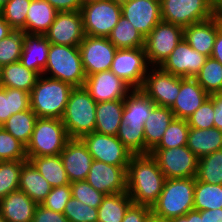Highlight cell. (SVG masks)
<instances>
[{
	"instance_id": "cell-1",
	"label": "cell",
	"mask_w": 222,
	"mask_h": 222,
	"mask_svg": "<svg viewBox=\"0 0 222 222\" xmlns=\"http://www.w3.org/2000/svg\"><path fill=\"white\" fill-rule=\"evenodd\" d=\"M127 193L132 202L152 208L166 180L151 154L133 155L126 170Z\"/></svg>"
},
{
	"instance_id": "cell-2",
	"label": "cell",
	"mask_w": 222,
	"mask_h": 222,
	"mask_svg": "<svg viewBox=\"0 0 222 222\" xmlns=\"http://www.w3.org/2000/svg\"><path fill=\"white\" fill-rule=\"evenodd\" d=\"M73 86L61 80L40 75L30 91V108L38 118L61 119Z\"/></svg>"
},
{
	"instance_id": "cell-3",
	"label": "cell",
	"mask_w": 222,
	"mask_h": 222,
	"mask_svg": "<svg viewBox=\"0 0 222 222\" xmlns=\"http://www.w3.org/2000/svg\"><path fill=\"white\" fill-rule=\"evenodd\" d=\"M195 178L166 179L157 202L152 206V216L170 220L184 216L194 209Z\"/></svg>"
},
{
	"instance_id": "cell-4",
	"label": "cell",
	"mask_w": 222,
	"mask_h": 222,
	"mask_svg": "<svg viewBox=\"0 0 222 222\" xmlns=\"http://www.w3.org/2000/svg\"><path fill=\"white\" fill-rule=\"evenodd\" d=\"M97 103L84 87H74L62 115L69 138H82L94 132Z\"/></svg>"
},
{
	"instance_id": "cell-5",
	"label": "cell",
	"mask_w": 222,
	"mask_h": 222,
	"mask_svg": "<svg viewBox=\"0 0 222 222\" xmlns=\"http://www.w3.org/2000/svg\"><path fill=\"white\" fill-rule=\"evenodd\" d=\"M43 75L61 80L73 87H84L86 74L83 69L79 46L50 43Z\"/></svg>"
},
{
	"instance_id": "cell-6",
	"label": "cell",
	"mask_w": 222,
	"mask_h": 222,
	"mask_svg": "<svg viewBox=\"0 0 222 222\" xmlns=\"http://www.w3.org/2000/svg\"><path fill=\"white\" fill-rule=\"evenodd\" d=\"M61 119L38 118L26 146L27 157L60 155L69 140Z\"/></svg>"
},
{
	"instance_id": "cell-7",
	"label": "cell",
	"mask_w": 222,
	"mask_h": 222,
	"mask_svg": "<svg viewBox=\"0 0 222 222\" xmlns=\"http://www.w3.org/2000/svg\"><path fill=\"white\" fill-rule=\"evenodd\" d=\"M85 35L108 37L121 17L120 0H99L81 7Z\"/></svg>"
},
{
	"instance_id": "cell-8",
	"label": "cell",
	"mask_w": 222,
	"mask_h": 222,
	"mask_svg": "<svg viewBox=\"0 0 222 222\" xmlns=\"http://www.w3.org/2000/svg\"><path fill=\"white\" fill-rule=\"evenodd\" d=\"M160 9L163 21L183 28L218 13L209 0H160Z\"/></svg>"
},
{
	"instance_id": "cell-9",
	"label": "cell",
	"mask_w": 222,
	"mask_h": 222,
	"mask_svg": "<svg viewBox=\"0 0 222 222\" xmlns=\"http://www.w3.org/2000/svg\"><path fill=\"white\" fill-rule=\"evenodd\" d=\"M166 179L195 178L199 158L185 145L150 152Z\"/></svg>"
},
{
	"instance_id": "cell-10",
	"label": "cell",
	"mask_w": 222,
	"mask_h": 222,
	"mask_svg": "<svg viewBox=\"0 0 222 222\" xmlns=\"http://www.w3.org/2000/svg\"><path fill=\"white\" fill-rule=\"evenodd\" d=\"M183 38V27L161 20L145 37L149 65L160 66Z\"/></svg>"
},
{
	"instance_id": "cell-11",
	"label": "cell",
	"mask_w": 222,
	"mask_h": 222,
	"mask_svg": "<svg viewBox=\"0 0 222 222\" xmlns=\"http://www.w3.org/2000/svg\"><path fill=\"white\" fill-rule=\"evenodd\" d=\"M145 48L117 49L110 70L132 89H140L149 70Z\"/></svg>"
},
{
	"instance_id": "cell-12",
	"label": "cell",
	"mask_w": 222,
	"mask_h": 222,
	"mask_svg": "<svg viewBox=\"0 0 222 222\" xmlns=\"http://www.w3.org/2000/svg\"><path fill=\"white\" fill-rule=\"evenodd\" d=\"M140 90L155 105L171 107L180 91V76L166 72L159 66H150Z\"/></svg>"
},
{
	"instance_id": "cell-13",
	"label": "cell",
	"mask_w": 222,
	"mask_h": 222,
	"mask_svg": "<svg viewBox=\"0 0 222 222\" xmlns=\"http://www.w3.org/2000/svg\"><path fill=\"white\" fill-rule=\"evenodd\" d=\"M92 158L114 166H128L133 153L117 136L92 132L82 138Z\"/></svg>"
},
{
	"instance_id": "cell-14",
	"label": "cell",
	"mask_w": 222,
	"mask_h": 222,
	"mask_svg": "<svg viewBox=\"0 0 222 222\" xmlns=\"http://www.w3.org/2000/svg\"><path fill=\"white\" fill-rule=\"evenodd\" d=\"M117 48L107 37L86 35L79 45V52L86 76L110 70Z\"/></svg>"
},
{
	"instance_id": "cell-15",
	"label": "cell",
	"mask_w": 222,
	"mask_h": 222,
	"mask_svg": "<svg viewBox=\"0 0 222 222\" xmlns=\"http://www.w3.org/2000/svg\"><path fill=\"white\" fill-rule=\"evenodd\" d=\"M85 36L80 11L57 12L54 22L45 34L50 43L66 46H79Z\"/></svg>"
},
{
	"instance_id": "cell-16",
	"label": "cell",
	"mask_w": 222,
	"mask_h": 222,
	"mask_svg": "<svg viewBox=\"0 0 222 222\" xmlns=\"http://www.w3.org/2000/svg\"><path fill=\"white\" fill-rule=\"evenodd\" d=\"M84 88L96 103L125 99L133 90L111 70L86 76Z\"/></svg>"
},
{
	"instance_id": "cell-17",
	"label": "cell",
	"mask_w": 222,
	"mask_h": 222,
	"mask_svg": "<svg viewBox=\"0 0 222 222\" xmlns=\"http://www.w3.org/2000/svg\"><path fill=\"white\" fill-rule=\"evenodd\" d=\"M121 15L145 38L162 20L160 0H120Z\"/></svg>"
},
{
	"instance_id": "cell-18",
	"label": "cell",
	"mask_w": 222,
	"mask_h": 222,
	"mask_svg": "<svg viewBox=\"0 0 222 222\" xmlns=\"http://www.w3.org/2000/svg\"><path fill=\"white\" fill-rule=\"evenodd\" d=\"M127 166H114L94 160L86 181L105 195L127 191Z\"/></svg>"
},
{
	"instance_id": "cell-19",
	"label": "cell",
	"mask_w": 222,
	"mask_h": 222,
	"mask_svg": "<svg viewBox=\"0 0 222 222\" xmlns=\"http://www.w3.org/2000/svg\"><path fill=\"white\" fill-rule=\"evenodd\" d=\"M207 58L194 50L182 38L173 52L159 67L176 76L194 78L205 64Z\"/></svg>"
},
{
	"instance_id": "cell-20",
	"label": "cell",
	"mask_w": 222,
	"mask_h": 222,
	"mask_svg": "<svg viewBox=\"0 0 222 222\" xmlns=\"http://www.w3.org/2000/svg\"><path fill=\"white\" fill-rule=\"evenodd\" d=\"M60 156L70 183L86 180L94 159L81 138H70Z\"/></svg>"
},
{
	"instance_id": "cell-21",
	"label": "cell",
	"mask_w": 222,
	"mask_h": 222,
	"mask_svg": "<svg viewBox=\"0 0 222 222\" xmlns=\"http://www.w3.org/2000/svg\"><path fill=\"white\" fill-rule=\"evenodd\" d=\"M222 28V13L183 28L184 40L196 51L211 57L217 32Z\"/></svg>"
},
{
	"instance_id": "cell-22",
	"label": "cell",
	"mask_w": 222,
	"mask_h": 222,
	"mask_svg": "<svg viewBox=\"0 0 222 222\" xmlns=\"http://www.w3.org/2000/svg\"><path fill=\"white\" fill-rule=\"evenodd\" d=\"M210 95L191 77H180V91L170 107L175 118L187 120Z\"/></svg>"
},
{
	"instance_id": "cell-23",
	"label": "cell",
	"mask_w": 222,
	"mask_h": 222,
	"mask_svg": "<svg viewBox=\"0 0 222 222\" xmlns=\"http://www.w3.org/2000/svg\"><path fill=\"white\" fill-rule=\"evenodd\" d=\"M37 203L20 190L0 200V214L8 222H32Z\"/></svg>"
},
{
	"instance_id": "cell-24",
	"label": "cell",
	"mask_w": 222,
	"mask_h": 222,
	"mask_svg": "<svg viewBox=\"0 0 222 222\" xmlns=\"http://www.w3.org/2000/svg\"><path fill=\"white\" fill-rule=\"evenodd\" d=\"M49 47L50 42L45 35L25 33L20 62L39 76L43 75L48 60Z\"/></svg>"
},
{
	"instance_id": "cell-25",
	"label": "cell",
	"mask_w": 222,
	"mask_h": 222,
	"mask_svg": "<svg viewBox=\"0 0 222 222\" xmlns=\"http://www.w3.org/2000/svg\"><path fill=\"white\" fill-rule=\"evenodd\" d=\"M174 118L170 107L155 105L152 108L144 123L145 154H150L158 146Z\"/></svg>"
},
{
	"instance_id": "cell-26",
	"label": "cell",
	"mask_w": 222,
	"mask_h": 222,
	"mask_svg": "<svg viewBox=\"0 0 222 222\" xmlns=\"http://www.w3.org/2000/svg\"><path fill=\"white\" fill-rule=\"evenodd\" d=\"M124 99L97 103L95 132L117 136L123 121Z\"/></svg>"
},
{
	"instance_id": "cell-27",
	"label": "cell",
	"mask_w": 222,
	"mask_h": 222,
	"mask_svg": "<svg viewBox=\"0 0 222 222\" xmlns=\"http://www.w3.org/2000/svg\"><path fill=\"white\" fill-rule=\"evenodd\" d=\"M18 189L37 204H41L51 192L52 186L30 161H26L21 167Z\"/></svg>"
},
{
	"instance_id": "cell-28",
	"label": "cell",
	"mask_w": 222,
	"mask_h": 222,
	"mask_svg": "<svg viewBox=\"0 0 222 222\" xmlns=\"http://www.w3.org/2000/svg\"><path fill=\"white\" fill-rule=\"evenodd\" d=\"M57 12L45 0H31L26 15L25 33L45 35L54 22Z\"/></svg>"
},
{
	"instance_id": "cell-29",
	"label": "cell",
	"mask_w": 222,
	"mask_h": 222,
	"mask_svg": "<svg viewBox=\"0 0 222 222\" xmlns=\"http://www.w3.org/2000/svg\"><path fill=\"white\" fill-rule=\"evenodd\" d=\"M154 106L140 89H133L124 99L123 121L127 125L144 126Z\"/></svg>"
},
{
	"instance_id": "cell-30",
	"label": "cell",
	"mask_w": 222,
	"mask_h": 222,
	"mask_svg": "<svg viewBox=\"0 0 222 222\" xmlns=\"http://www.w3.org/2000/svg\"><path fill=\"white\" fill-rule=\"evenodd\" d=\"M186 146L198 157L222 149V132L213 127L209 129L189 128Z\"/></svg>"
},
{
	"instance_id": "cell-31",
	"label": "cell",
	"mask_w": 222,
	"mask_h": 222,
	"mask_svg": "<svg viewBox=\"0 0 222 222\" xmlns=\"http://www.w3.org/2000/svg\"><path fill=\"white\" fill-rule=\"evenodd\" d=\"M38 77L36 72L18 61L2 66L0 87L21 89L30 93Z\"/></svg>"
},
{
	"instance_id": "cell-32",
	"label": "cell",
	"mask_w": 222,
	"mask_h": 222,
	"mask_svg": "<svg viewBox=\"0 0 222 222\" xmlns=\"http://www.w3.org/2000/svg\"><path fill=\"white\" fill-rule=\"evenodd\" d=\"M27 158L52 187L70 184L60 155Z\"/></svg>"
},
{
	"instance_id": "cell-33",
	"label": "cell",
	"mask_w": 222,
	"mask_h": 222,
	"mask_svg": "<svg viewBox=\"0 0 222 222\" xmlns=\"http://www.w3.org/2000/svg\"><path fill=\"white\" fill-rule=\"evenodd\" d=\"M133 204L126 192L106 195L98 209V222H122L128 208Z\"/></svg>"
},
{
	"instance_id": "cell-34",
	"label": "cell",
	"mask_w": 222,
	"mask_h": 222,
	"mask_svg": "<svg viewBox=\"0 0 222 222\" xmlns=\"http://www.w3.org/2000/svg\"><path fill=\"white\" fill-rule=\"evenodd\" d=\"M30 108V94L21 89L0 87V126L8 118Z\"/></svg>"
},
{
	"instance_id": "cell-35",
	"label": "cell",
	"mask_w": 222,
	"mask_h": 222,
	"mask_svg": "<svg viewBox=\"0 0 222 222\" xmlns=\"http://www.w3.org/2000/svg\"><path fill=\"white\" fill-rule=\"evenodd\" d=\"M107 38L117 49L142 48L145 46L143 35L122 15Z\"/></svg>"
},
{
	"instance_id": "cell-36",
	"label": "cell",
	"mask_w": 222,
	"mask_h": 222,
	"mask_svg": "<svg viewBox=\"0 0 222 222\" xmlns=\"http://www.w3.org/2000/svg\"><path fill=\"white\" fill-rule=\"evenodd\" d=\"M38 116L29 108L11 115L2 127L22 142L25 146L29 143Z\"/></svg>"
},
{
	"instance_id": "cell-37",
	"label": "cell",
	"mask_w": 222,
	"mask_h": 222,
	"mask_svg": "<svg viewBox=\"0 0 222 222\" xmlns=\"http://www.w3.org/2000/svg\"><path fill=\"white\" fill-rule=\"evenodd\" d=\"M222 208V185L196 180L194 188V210Z\"/></svg>"
},
{
	"instance_id": "cell-38",
	"label": "cell",
	"mask_w": 222,
	"mask_h": 222,
	"mask_svg": "<svg viewBox=\"0 0 222 222\" xmlns=\"http://www.w3.org/2000/svg\"><path fill=\"white\" fill-rule=\"evenodd\" d=\"M194 79L209 95L222 92V64L208 57Z\"/></svg>"
},
{
	"instance_id": "cell-39",
	"label": "cell",
	"mask_w": 222,
	"mask_h": 222,
	"mask_svg": "<svg viewBox=\"0 0 222 222\" xmlns=\"http://www.w3.org/2000/svg\"><path fill=\"white\" fill-rule=\"evenodd\" d=\"M196 180L222 185V149L198 160Z\"/></svg>"
},
{
	"instance_id": "cell-40",
	"label": "cell",
	"mask_w": 222,
	"mask_h": 222,
	"mask_svg": "<svg viewBox=\"0 0 222 222\" xmlns=\"http://www.w3.org/2000/svg\"><path fill=\"white\" fill-rule=\"evenodd\" d=\"M28 160L0 161V200L9 193L19 190V179L22 165Z\"/></svg>"
},
{
	"instance_id": "cell-41",
	"label": "cell",
	"mask_w": 222,
	"mask_h": 222,
	"mask_svg": "<svg viewBox=\"0 0 222 222\" xmlns=\"http://www.w3.org/2000/svg\"><path fill=\"white\" fill-rule=\"evenodd\" d=\"M24 39L25 33L22 30H12L0 41V64L2 66L20 61Z\"/></svg>"
},
{
	"instance_id": "cell-42",
	"label": "cell",
	"mask_w": 222,
	"mask_h": 222,
	"mask_svg": "<svg viewBox=\"0 0 222 222\" xmlns=\"http://www.w3.org/2000/svg\"><path fill=\"white\" fill-rule=\"evenodd\" d=\"M189 128L187 120L174 118L155 149L185 146L187 144Z\"/></svg>"
},
{
	"instance_id": "cell-43",
	"label": "cell",
	"mask_w": 222,
	"mask_h": 222,
	"mask_svg": "<svg viewBox=\"0 0 222 222\" xmlns=\"http://www.w3.org/2000/svg\"><path fill=\"white\" fill-rule=\"evenodd\" d=\"M31 0H8L0 9V15L7 21L13 30H22L25 33V22Z\"/></svg>"
},
{
	"instance_id": "cell-44",
	"label": "cell",
	"mask_w": 222,
	"mask_h": 222,
	"mask_svg": "<svg viewBox=\"0 0 222 222\" xmlns=\"http://www.w3.org/2000/svg\"><path fill=\"white\" fill-rule=\"evenodd\" d=\"M117 138L133 155L145 154L144 126L127 125L122 121Z\"/></svg>"
},
{
	"instance_id": "cell-45",
	"label": "cell",
	"mask_w": 222,
	"mask_h": 222,
	"mask_svg": "<svg viewBox=\"0 0 222 222\" xmlns=\"http://www.w3.org/2000/svg\"><path fill=\"white\" fill-rule=\"evenodd\" d=\"M28 160L26 146L0 126V161Z\"/></svg>"
},
{
	"instance_id": "cell-46",
	"label": "cell",
	"mask_w": 222,
	"mask_h": 222,
	"mask_svg": "<svg viewBox=\"0 0 222 222\" xmlns=\"http://www.w3.org/2000/svg\"><path fill=\"white\" fill-rule=\"evenodd\" d=\"M63 214L68 222H98V209L90 207L74 197L67 202Z\"/></svg>"
},
{
	"instance_id": "cell-47",
	"label": "cell",
	"mask_w": 222,
	"mask_h": 222,
	"mask_svg": "<svg viewBox=\"0 0 222 222\" xmlns=\"http://www.w3.org/2000/svg\"><path fill=\"white\" fill-rule=\"evenodd\" d=\"M70 187L72 197L93 208H98L106 196L94 189L86 180L71 182Z\"/></svg>"
},
{
	"instance_id": "cell-48",
	"label": "cell",
	"mask_w": 222,
	"mask_h": 222,
	"mask_svg": "<svg viewBox=\"0 0 222 222\" xmlns=\"http://www.w3.org/2000/svg\"><path fill=\"white\" fill-rule=\"evenodd\" d=\"M188 126L196 129L214 127V103L208 97L203 104L187 119Z\"/></svg>"
},
{
	"instance_id": "cell-49",
	"label": "cell",
	"mask_w": 222,
	"mask_h": 222,
	"mask_svg": "<svg viewBox=\"0 0 222 222\" xmlns=\"http://www.w3.org/2000/svg\"><path fill=\"white\" fill-rule=\"evenodd\" d=\"M71 197L70 184L52 187L51 192L41 202V205L52 211L63 213L65 206Z\"/></svg>"
},
{
	"instance_id": "cell-50",
	"label": "cell",
	"mask_w": 222,
	"mask_h": 222,
	"mask_svg": "<svg viewBox=\"0 0 222 222\" xmlns=\"http://www.w3.org/2000/svg\"><path fill=\"white\" fill-rule=\"evenodd\" d=\"M151 215V207L133 203L128 208L122 222H146Z\"/></svg>"
},
{
	"instance_id": "cell-51",
	"label": "cell",
	"mask_w": 222,
	"mask_h": 222,
	"mask_svg": "<svg viewBox=\"0 0 222 222\" xmlns=\"http://www.w3.org/2000/svg\"><path fill=\"white\" fill-rule=\"evenodd\" d=\"M32 222H68L63 213H58L38 204Z\"/></svg>"
},
{
	"instance_id": "cell-52",
	"label": "cell",
	"mask_w": 222,
	"mask_h": 222,
	"mask_svg": "<svg viewBox=\"0 0 222 222\" xmlns=\"http://www.w3.org/2000/svg\"><path fill=\"white\" fill-rule=\"evenodd\" d=\"M53 6L58 12L80 11L82 7L81 0H45Z\"/></svg>"
},
{
	"instance_id": "cell-53",
	"label": "cell",
	"mask_w": 222,
	"mask_h": 222,
	"mask_svg": "<svg viewBox=\"0 0 222 222\" xmlns=\"http://www.w3.org/2000/svg\"><path fill=\"white\" fill-rule=\"evenodd\" d=\"M214 103V127L222 132V92L209 96Z\"/></svg>"
},
{
	"instance_id": "cell-54",
	"label": "cell",
	"mask_w": 222,
	"mask_h": 222,
	"mask_svg": "<svg viewBox=\"0 0 222 222\" xmlns=\"http://www.w3.org/2000/svg\"><path fill=\"white\" fill-rule=\"evenodd\" d=\"M201 222H222V208L201 211Z\"/></svg>"
},
{
	"instance_id": "cell-55",
	"label": "cell",
	"mask_w": 222,
	"mask_h": 222,
	"mask_svg": "<svg viewBox=\"0 0 222 222\" xmlns=\"http://www.w3.org/2000/svg\"><path fill=\"white\" fill-rule=\"evenodd\" d=\"M169 222H201V211L191 210L184 216L175 217L170 220Z\"/></svg>"
},
{
	"instance_id": "cell-56",
	"label": "cell",
	"mask_w": 222,
	"mask_h": 222,
	"mask_svg": "<svg viewBox=\"0 0 222 222\" xmlns=\"http://www.w3.org/2000/svg\"><path fill=\"white\" fill-rule=\"evenodd\" d=\"M211 57L218 60L222 64V28L217 32L215 37Z\"/></svg>"
},
{
	"instance_id": "cell-57",
	"label": "cell",
	"mask_w": 222,
	"mask_h": 222,
	"mask_svg": "<svg viewBox=\"0 0 222 222\" xmlns=\"http://www.w3.org/2000/svg\"><path fill=\"white\" fill-rule=\"evenodd\" d=\"M12 30L13 29L10 27L7 21L0 15V41L11 33Z\"/></svg>"
},
{
	"instance_id": "cell-58",
	"label": "cell",
	"mask_w": 222,
	"mask_h": 222,
	"mask_svg": "<svg viewBox=\"0 0 222 222\" xmlns=\"http://www.w3.org/2000/svg\"><path fill=\"white\" fill-rule=\"evenodd\" d=\"M209 2L217 12L222 13V0H209Z\"/></svg>"
},
{
	"instance_id": "cell-59",
	"label": "cell",
	"mask_w": 222,
	"mask_h": 222,
	"mask_svg": "<svg viewBox=\"0 0 222 222\" xmlns=\"http://www.w3.org/2000/svg\"><path fill=\"white\" fill-rule=\"evenodd\" d=\"M146 222H169V221L161 220V219L155 218L151 215V217Z\"/></svg>"
},
{
	"instance_id": "cell-60",
	"label": "cell",
	"mask_w": 222,
	"mask_h": 222,
	"mask_svg": "<svg viewBox=\"0 0 222 222\" xmlns=\"http://www.w3.org/2000/svg\"><path fill=\"white\" fill-rule=\"evenodd\" d=\"M99 0H81L82 6L87 5L89 3L97 2Z\"/></svg>"
},
{
	"instance_id": "cell-61",
	"label": "cell",
	"mask_w": 222,
	"mask_h": 222,
	"mask_svg": "<svg viewBox=\"0 0 222 222\" xmlns=\"http://www.w3.org/2000/svg\"><path fill=\"white\" fill-rule=\"evenodd\" d=\"M8 0H0V9L7 3Z\"/></svg>"
},
{
	"instance_id": "cell-62",
	"label": "cell",
	"mask_w": 222,
	"mask_h": 222,
	"mask_svg": "<svg viewBox=\"0 0 222 222\" xmlns=\"http://www.w3.org/2000/svg\"><path fill=\"white\" fill-rule=\"evenodd\" d=\"M0 222H8V221L0 214Z\"/></svg>"
},
{
	"instance_id": "cell-63",
	"label": "cell",
	"mask_w": 222,
	"mask_h": 222,
	"mask_svg": "<svg viewBox=\"0 0 222 222\" xmlns=\"http://www.w3.org/2000/svg\"><path fill=\"white\" fill-rule=\"evenodd\" d=\"M1 72H2V65L0 64V80H1Z\"/></svg>"
}]
</instances>
